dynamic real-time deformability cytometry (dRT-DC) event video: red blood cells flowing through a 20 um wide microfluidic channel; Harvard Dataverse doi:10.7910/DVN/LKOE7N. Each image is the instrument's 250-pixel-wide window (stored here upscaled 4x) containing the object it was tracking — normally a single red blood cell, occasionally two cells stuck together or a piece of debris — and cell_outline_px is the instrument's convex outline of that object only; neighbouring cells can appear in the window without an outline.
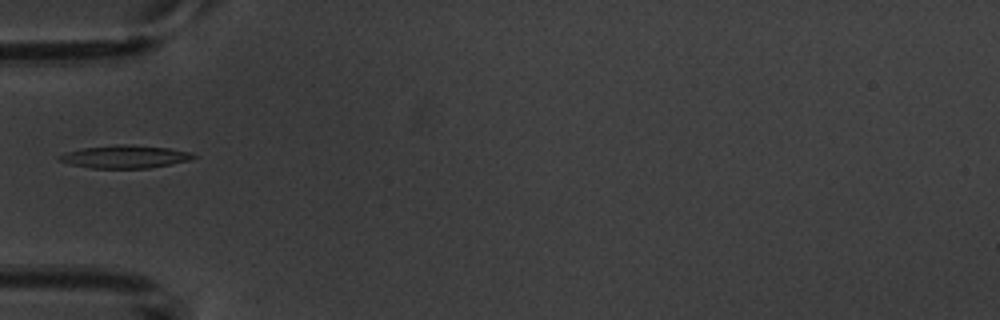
{"species": "common noctule bat (a hibernating species)", "species_latin": "Nyctalus noctula", "temperature_condition": "warm", "stored_images_in_passage": 5, "camera_frame_rate_fps": 3000, "um_per_image_px": 0.085, "animal": {"sex": "male", "body_mass_g": 20.1, "forearm_length_mm": 53.5}, "frame": {"image": 1, "passage_image": 5, "time_ms": 4.667, "image_size_px": [1000, 320], "cell_outline_px": [[200, 156], [192, 160], [148, 168], [92, 168], [72, 164], [56, 160], [56, 156], [64, 152], [84, 148], [116, 144], [132, 144], [168, 148], [192, 152]], "centroid_in_image_um": [10.65, 13.31], "position_along_channel_um": 74.4, "area_um2": 18.09}}